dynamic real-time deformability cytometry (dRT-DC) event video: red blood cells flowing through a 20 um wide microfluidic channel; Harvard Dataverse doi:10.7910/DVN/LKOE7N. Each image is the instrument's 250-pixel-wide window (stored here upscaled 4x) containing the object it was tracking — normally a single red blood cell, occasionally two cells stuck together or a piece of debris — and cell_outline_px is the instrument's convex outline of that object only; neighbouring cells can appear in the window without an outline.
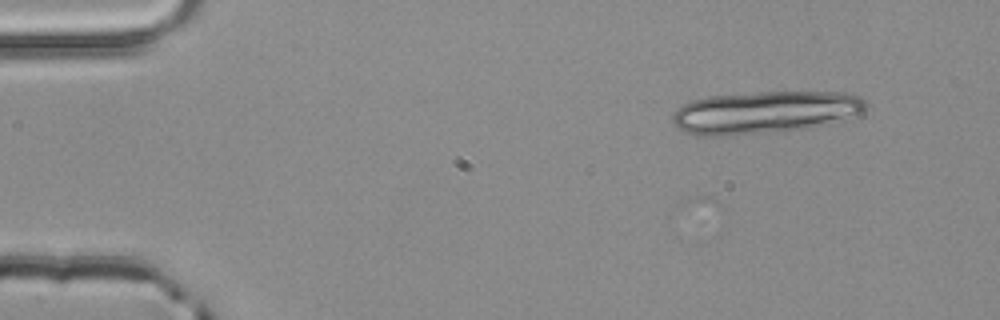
{"species": "common noctule bat (a hibernating species)", "species_latin": "Nyctalus noctula", "temperature_condition": "room temperature", "stored_images_in_passage": 4, "camera_frame_rate_fps": 3000, "um_per_image_px": 0.085, "animal": {"sex": "male", "body_mass_g": 20.4}, "frame": {"image": 1, "passage_image": 1, "time_ms": 0.0, "image_size_px": [1000, 320], "cell_outline_px": [[868, 108], [864, 112], [804, 128], [732, 136], [692, 136], [684, 132], [672, 120], [672, 116], [684, 104], [692, 100], [708, 96], [760, 92], [848, 92], [860, 96], [868, 104]], "centroid_in_image_um": [64.97, 9.54], "position_along_channel_um": 20.0, "area_um2": 47.34}}